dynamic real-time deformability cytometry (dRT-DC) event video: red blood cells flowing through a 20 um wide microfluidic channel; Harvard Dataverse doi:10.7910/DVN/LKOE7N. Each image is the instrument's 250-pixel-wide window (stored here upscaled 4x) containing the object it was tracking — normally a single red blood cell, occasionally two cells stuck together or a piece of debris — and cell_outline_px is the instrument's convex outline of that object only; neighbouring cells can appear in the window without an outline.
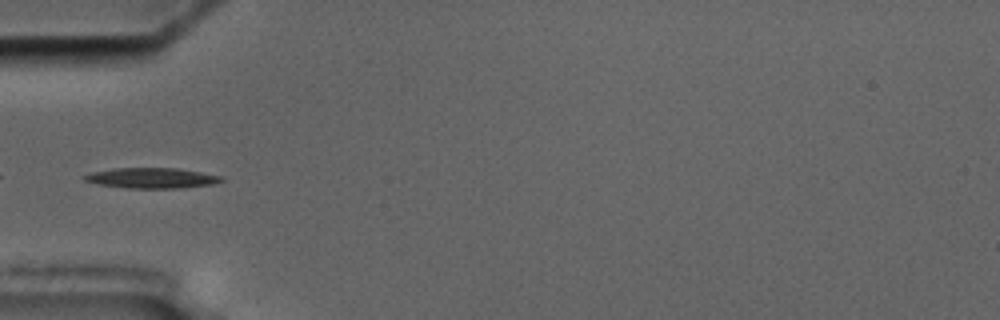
{"species": "common noctule bat (a hibernating species)", "species_latin": "Nyctalus noctula", "temperature_condition": "cold", "stored_images_in_passage": 37, "camera_frame_rate_fps": 3000, "um_per_image_px": 0.085, "animal": {"sex": "male", "body_mass_g": 17.5, "forearm_length_mm": 52.3}, "frame": {"image": 1, "passage_image": 1, "time_ms": 0.0, "image_size_px": [1000, 320], "cell_outline_px": [[224, 180], [212, 184], [180, 188], [128, 188], [96, 184], [84, 180], [80, 176], [92, 172], [112, 168], [180, 168], [224, 176]], "centroid_in_image_um": [12.89, 15.12], "position_along_channel_um": 72.1, "area_um2": 16.47}}
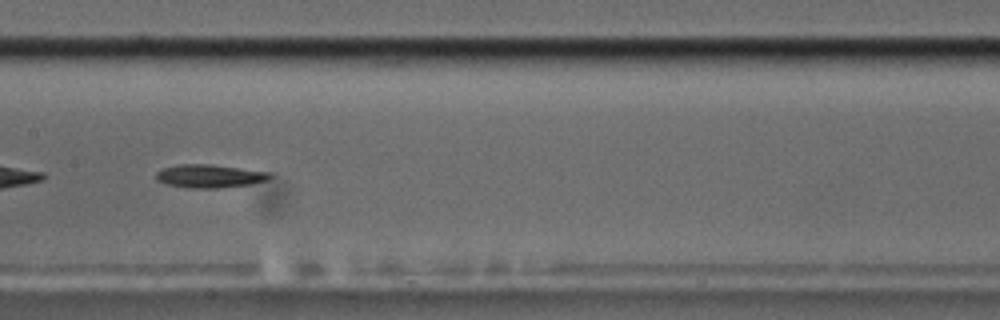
{"frame": {"image": 2, "passage_image": 11, "time_ms": 3.333, "image_size_px": [1000, 320], "cell_outline_px": [[272, 176], [268, 180], [252, 184], [216, 188], [188, 188], [164, 184], [156, 180], [156, 172], [164, 168], [176, 164], [212, 164], [272, 172]], "centroid_in_image_um": [17.82, 14.96], "position_along_channel_um": 189.6, "area_um2": 15.66}}